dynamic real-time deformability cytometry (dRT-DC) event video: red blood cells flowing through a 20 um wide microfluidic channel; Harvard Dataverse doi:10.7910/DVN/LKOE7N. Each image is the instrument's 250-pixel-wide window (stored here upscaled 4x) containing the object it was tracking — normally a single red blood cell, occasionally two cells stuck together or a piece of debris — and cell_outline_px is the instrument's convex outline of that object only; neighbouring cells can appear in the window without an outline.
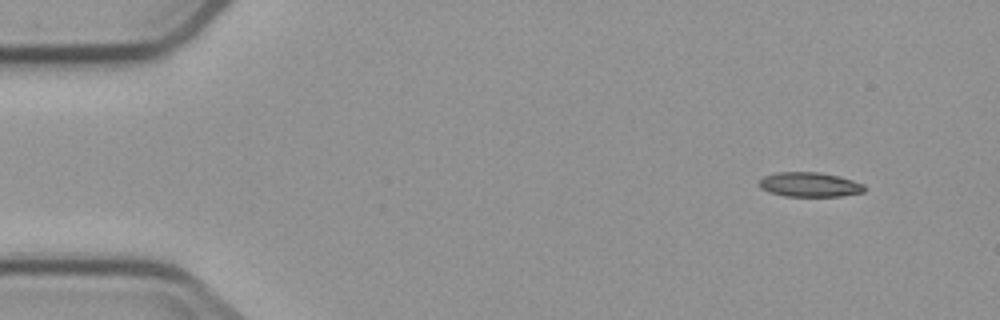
{"species": "common noctule bat (a hibernating species)", "species_latin": "Nyctalus noctula", "temperature_condition": "cold", "stored_images_in_passage": 4, "camera_frame_rate_fps": 3000, "um_per_image_px": 0.085, "animal": {"sex": "male", "body_mass_g": 23.1, "forearm_length_mm": 52.7}, "frame": {"image": 1, "passage_image": 1, "time_ms": 0.0, "image_size_px": [1000, 320], "cell_outline_px": [[864, 192], [840, 196], [784, 196], [768, 192], [760, 188], [756, 184], [764, 176], [776, 172], [820, 172], [840, 176], [864, 184]], "centroid_in_image_um": [68.78, 15.68], "position_along_channel_um": 16.2, "area_um2": 15.2}}
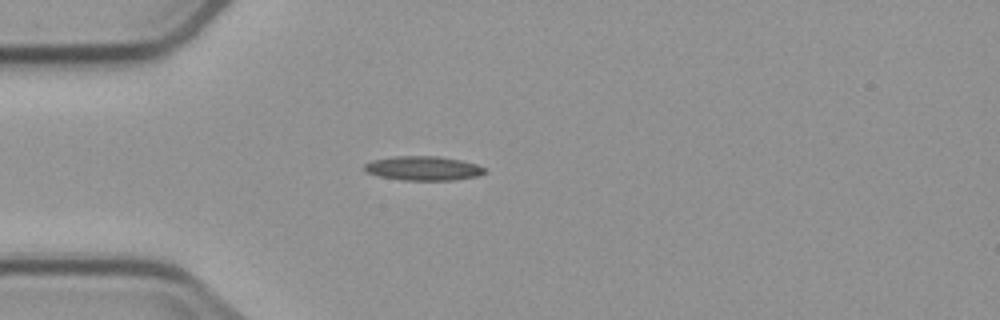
{"frame": {"image": 2, "passage_image": 4, "time_ms": 3.333, "image_size_px": [1000, 320], "cell_outline_px": [[484, 172], [476, 176], [456, 180], [404, 180], [380, 176], [368, 172], [364, 168], [364, 164], [372, 160], [396, 156], [436, 156], [460, 160], [476, 164], [484, 168]], "centroid_in_image_um": [35.96, 14.3], "position_along_channel_um": 49.0, "area_um2": 16.7}}